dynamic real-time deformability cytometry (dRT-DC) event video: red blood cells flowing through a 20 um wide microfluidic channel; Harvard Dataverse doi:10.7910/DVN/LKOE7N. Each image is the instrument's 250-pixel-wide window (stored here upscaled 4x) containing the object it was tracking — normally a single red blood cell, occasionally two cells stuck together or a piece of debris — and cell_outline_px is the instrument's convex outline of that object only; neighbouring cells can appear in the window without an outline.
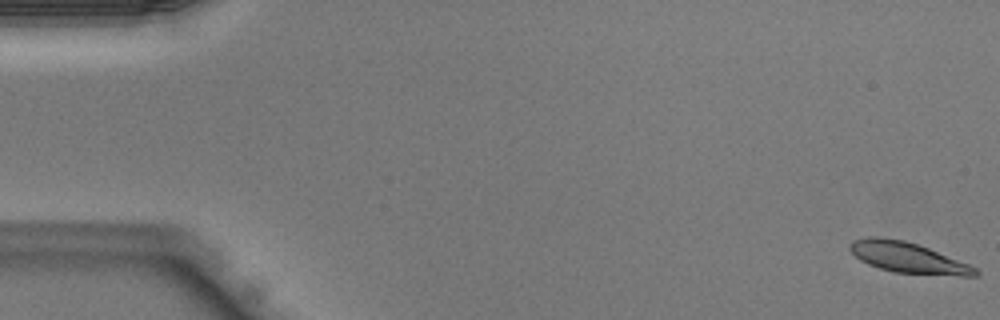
{"species": "Egyptian fruit bat (a non-hibernating species)", "species_latin": "Rousettus aegyptiacus", "temperature_condition": "warm", "stored_images_in_passage": 43, "camera_frame_rate_fps": 3000, "um_per_image_px": 0.085, "animal": {"sex": "male"}, "frame": {"image": 1, "passage_image": 1, "time_ms": 0.0, "image_size_px": [1000, 320], "cell_outline_px": [[980, 272], [976, 276], [964, 276], [892, 272], [868, 264], [860, 260], [848, 248], [848, 244], [852, 240], [868, 236], [880, 236], [904, 240], [928, 248], [968, 264], [976, 268]], "centroid_in_image_um": [77.12, 21.88], "position_along_channel_um": 7.9, "area_um2": 22.31}}
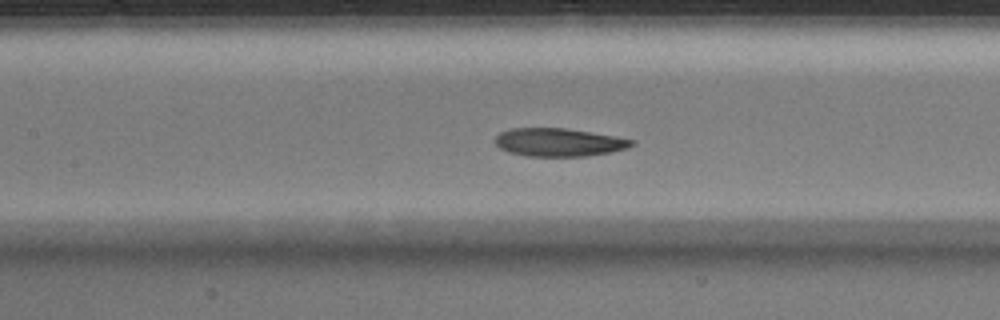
{"frame": {"image": 2, "passage_image": 20, "time_ms": 6.333, "image_size_px": [1000, 320], "cell_outline_px": [[636, 144], [628, 148], [588, 156], [524, 156], [508, 152], [500, 148], [496, 144], [496, 136], [500, 132], [508, 128], [564, 128], [616, 136], [636, 140]], "centroid_in_image_um": [47.51, 12.09], "position_along_channel_um": 159.9, "area_um2": 22.48}}
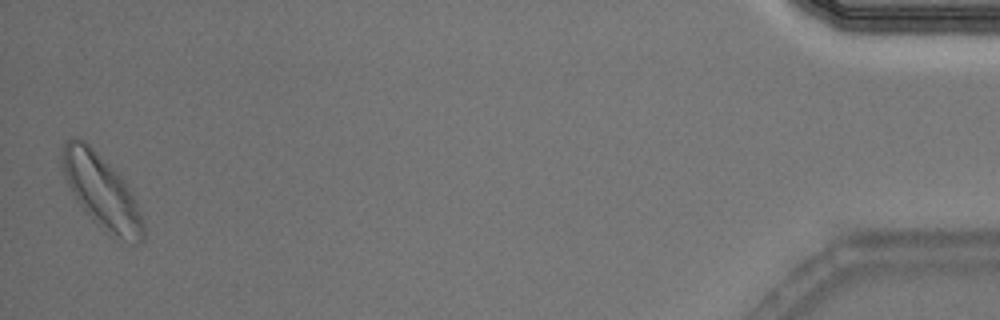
{"frame": {"image": 3, "passage_image": 43, "time_ms": 14.0, "image_size_px": [1000, 320], "cell_outline_px": [[144, 240], [136, 244], [132, 244], [104, 232], [92, 220], [76, 200], [64, 176], [60, 164], [60, 160], [64, 140], [76, 136], [84, 140], [120, 176], [128, 188], [136, 204], [144, 224]], "centroid_in_image_um": [8.59, 16.29], "position_along_channel_um": 426.6, "area_um2": 34.68}}